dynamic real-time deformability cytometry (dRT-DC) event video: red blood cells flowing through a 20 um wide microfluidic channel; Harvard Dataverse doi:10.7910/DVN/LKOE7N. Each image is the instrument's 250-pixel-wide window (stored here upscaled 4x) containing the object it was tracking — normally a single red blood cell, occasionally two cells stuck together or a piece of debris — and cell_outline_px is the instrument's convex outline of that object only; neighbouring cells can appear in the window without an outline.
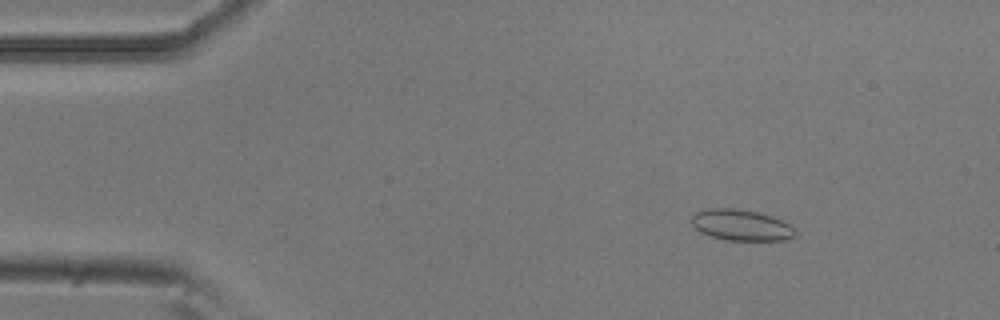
{"species": "common noctule bat (a hibernating species)", "species_latin": "Nyctalus noctula", "temperature_condition": "room temperature", "stored_images_in_passage": 53, "camera_frame_rate_fps": 3000, "um_per_image_px": 0.085, "animal": {"sex": "male", "body_mass_g": 20.5, "forearm_length_mm": 52.5}, "frame": {"image": 1, "passage_image": 7, "time_ms": 2.0, "image_size_px": [1000, 320], "cell_outline_px": [[796, 236], [788, 240], [728, 240], [712, 236], [700, 232], [692, 224], [692, 216], [696, 212], [708, 208], [736, 208], [756, 212], [772, 216], [784, 220], [796, 228]], "centroid_in_image_um": [63.06, 19.13], "position_along_channel_um": 21.9, "area_um2": 18.9}}
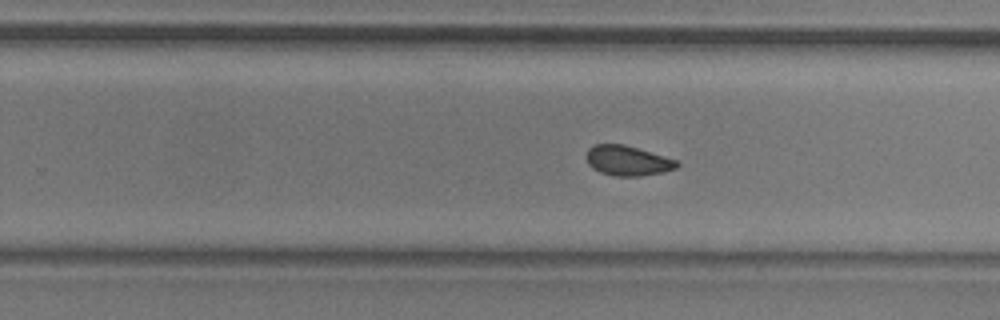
{"frame": {"image": 2, "passage_image": 33, "time_ms": 10.667, "image_size_px": [1000, 320], "cell_outline_px": [[680, 164], [676, 168], [664, 172], [640, 176], [616, 176], [600, 172], [592, 168], [588, 164], [584, 156], [588, 148], [596, 144], [624, 144], [676, 160]], "centroid_in_image_um": [53.3, 13.66], "position_along_channel_um": 276.5, "area_um2": 15.84}}
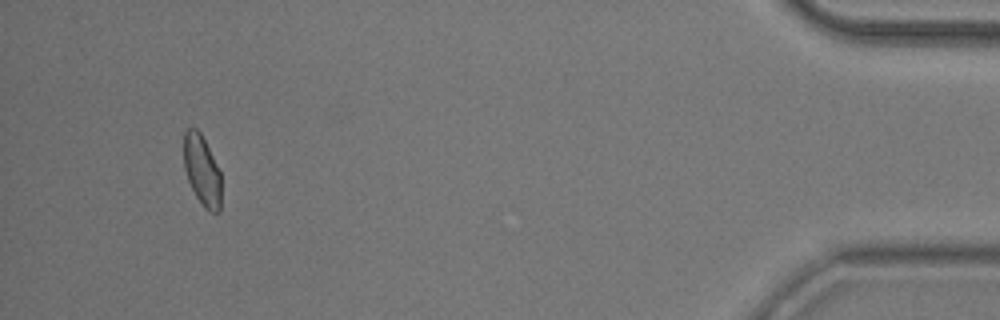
{"frame": {"image": 3, "passage_image": 50, "time_ms": 16.333, "image_size_px": [1000, 320], "cell_outline_px": [[220, 212], [208, 212], [204, 208], [196, 196], [188, 180], [184, 168], [184, 132], [188, 128], [196, 128], [200, 132], [220, 172]], "centroid_in_image_um": [17.16, 14.5], "position_along_channel_um": 418.0, "area_um2": 15.14}, "authors_computed_cell_mechanics": {"area_um2": 16.4152, "velocity_mm_per_s": 3.7816, "shape_relaxation_time_tau1_ms": 10.9568, "shape_relaxation_time_tau2_ms": 1.7761, "deformation_change_tau1": 0.126, "deformation_change_tau2": 0.07}}